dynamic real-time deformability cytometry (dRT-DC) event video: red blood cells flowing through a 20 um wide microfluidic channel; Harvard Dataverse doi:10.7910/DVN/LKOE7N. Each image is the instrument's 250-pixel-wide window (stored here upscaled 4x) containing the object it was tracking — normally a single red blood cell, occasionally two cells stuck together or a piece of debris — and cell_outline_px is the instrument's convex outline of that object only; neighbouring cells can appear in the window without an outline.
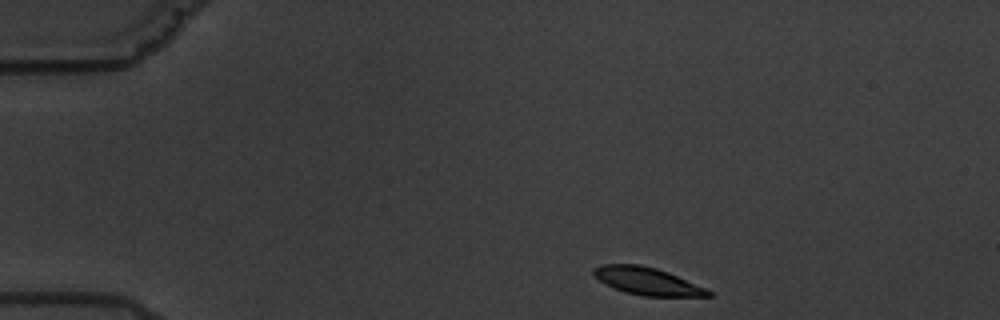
{"species": "common noctule bat (a hibernating species)", "species_latin": "Nyctalus noctula", "temperature_condition": "warm", "stored_images_in_passage": 15, "camera_frame_rate_fps": 3000, "um_per_image_px": 0.085, "animal": {"sex": "male", "body_mass_g": 19.5, "forearm_length_mm": 54.6}, "frame": {"image": 1, "passage_image": 1, "time_ms": 0.0, "image_size_px": [1000, 320], "cell_outline_px": [[712, 296], [644, 296], [624, 292], [612, 288], [604, 284], [592, 272], [592, 268], [600, 264], [640, 264], [656, 268], [668, 272], [708, 288], [712, 292]], "centroid_in_image_um": [55.01, 23.89], "position_along_channel_um": 30.0, "area_um2": 18.55}}
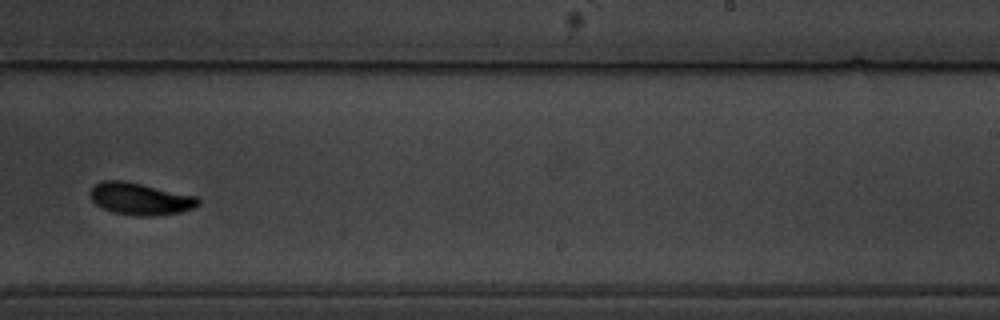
{"frame": {"image": 2, "passage_image": 9, "time_ms": 9.333, "image_size_px": [1000, 320], "cell_outline_px": [[200, 204], [192, 208], [180, 212], [156, 216], [132, 216], [112, 212], [96, 204], [88, 196], [88, 192], [96, 184], [104, 180], [120, 180], [140, 184], [196, 196], [200, 200]], "centroid_in_image_um": [11.89, 16.92], "position_along_channel_um": 277.1, "area_um2": 20.11}, "authors_computed_cell_mechanics": {"area_um2": 20.1144, "velocity_mm_per_s": 3.3829, "shape_relaxation_time_tau1_ms": 3.3078, "shape_relaxation_time_tau2_ms": 2.6999, "deformation_change_tau1": 0.1201, "deformation_change_tau2": 0.0585}}